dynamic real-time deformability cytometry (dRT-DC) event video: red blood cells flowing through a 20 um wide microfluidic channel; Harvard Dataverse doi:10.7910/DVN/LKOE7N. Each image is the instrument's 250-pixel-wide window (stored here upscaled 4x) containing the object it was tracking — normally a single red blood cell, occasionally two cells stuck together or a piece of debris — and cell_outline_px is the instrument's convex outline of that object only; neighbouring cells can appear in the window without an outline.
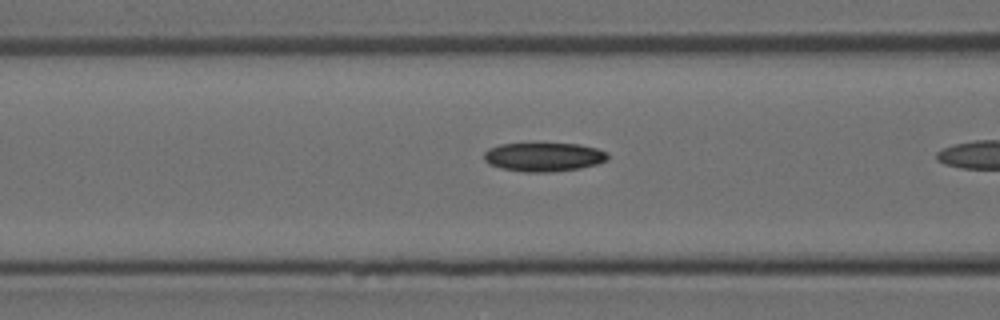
{"species": "Egyptian fruit bat (a non-hibernating species)", "species_latin": "Rousettus aegyptiacus", "temperature_condition": "room temperature", "stored_images_in_passage": 11, "camera_frame_rate_fps": 3000, "um_per_image_px": 0.085, "animal": {"sex": "female"}, "frame": {"image": 1, "passage_image": 4, "time_ms": 1.0, "image_size_px": [1000, 320], "cell_outline_px": [[608, 160], [596, 164], [580, 168], [552, 172], [524, 172], [500, 168], [488, 164], [484, 160], [484, 152], [488, 148], [500, 144], [580, 144], [596, 148], [608, 152]], "centroid_in_image_um": [46.2, 13.35], "position_along_channel_um": 120.4, "area_um2": 20.87}}
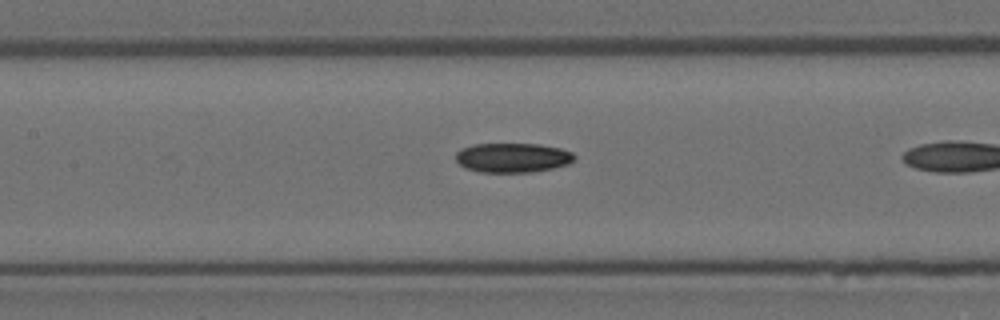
{"frame": {"image": 2, "passage_image": 7, "time_ms": 2.0, "image_size_px": [1000, 320], "cell_outline_px": [[576, 156], [568, 164], [552, 168], [532, 172], [480, 172], [464, 168], [456, 160], [456, 152], [460, 148], [472, 144], [540, 144], [560, 148], [572, 152]], "centroid_in_image_um": [43.54, 13.4], "position_along_channel_um": 163.9, "area_um2": 20.46}}
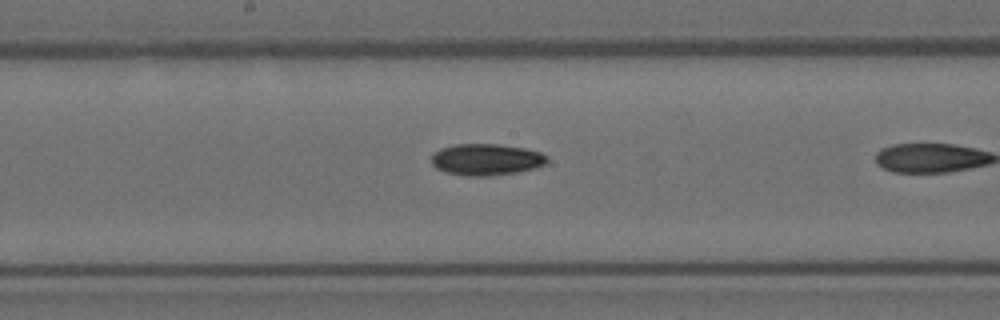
{"frame": {"image": 3, "passage_image": 10, "time_ms": 3.0, "image_size_px": [1000, 320], "cell_outline_px": [[548, 160], [544, 164], [536, 168], [516, 172], [484, 176], [468, 176], [444, 172], [436, 168], [432, 164], [432, 156], [440, 148], [456, 144], [496, 144], [524, 148], [540, 152], [548, 156]], "centroid_in_image_um": [41.33, 13.56], "position_along_channel_um": 206.9, "area_um2": 21.15}}